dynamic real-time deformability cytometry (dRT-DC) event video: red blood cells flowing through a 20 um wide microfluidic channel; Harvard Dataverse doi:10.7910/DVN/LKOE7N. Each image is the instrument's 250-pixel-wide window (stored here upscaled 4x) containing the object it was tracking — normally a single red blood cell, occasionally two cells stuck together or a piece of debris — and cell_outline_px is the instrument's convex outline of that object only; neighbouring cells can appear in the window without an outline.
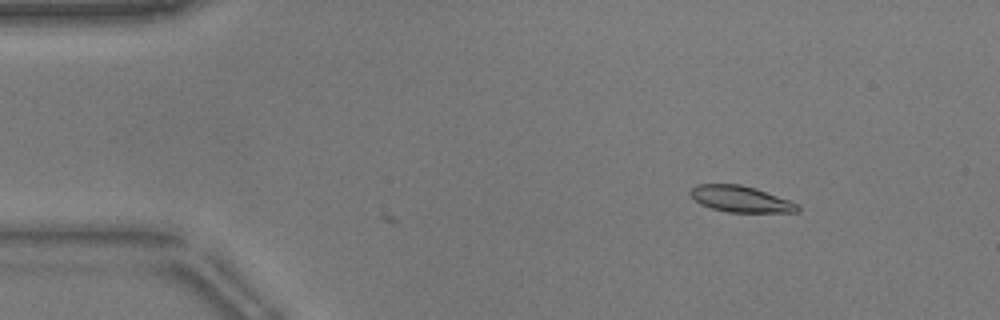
{"species": "common noctule bat (a hibernating species)", "species_latin": "Nyctalus noctula", "temperature_condition": "warm", "stored_images_in_passage": 8, "camera_frame_rate_fps": 3000, "um_per_image_px": 0.085, "animal": {"sex": "male", "body_mass_g": 17.9}, "frame": {"image": 1, "passage_image": 1, "time_ms": 0.0, "image_size_px": [1000, 320], "cell_outline_px": [[800, 212], [728, 212], [712, 208], [700, 204], [688, 192], [696, 184], [740, 184], [756, 188], [800, 204]], "centroid_in_image_um": [62.98, 16.91], "position_along_channel_um": 22.0, "area_um2": 16.42}}